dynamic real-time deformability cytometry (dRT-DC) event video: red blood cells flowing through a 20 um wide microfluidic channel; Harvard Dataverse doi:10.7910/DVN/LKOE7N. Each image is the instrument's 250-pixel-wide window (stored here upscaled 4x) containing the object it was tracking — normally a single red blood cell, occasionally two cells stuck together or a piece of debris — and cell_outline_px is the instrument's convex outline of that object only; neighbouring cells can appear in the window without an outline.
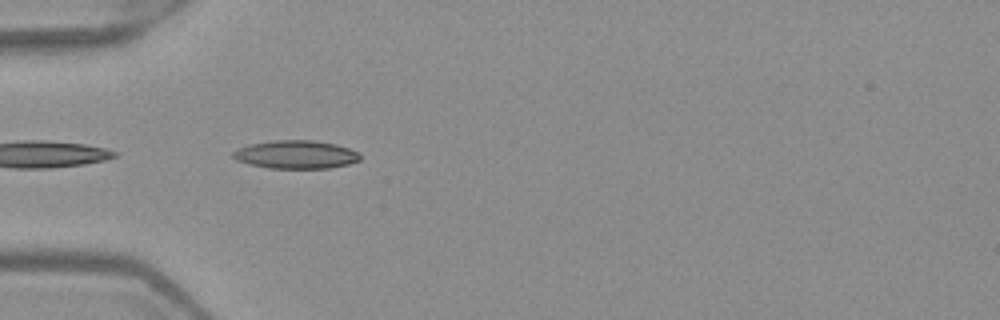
{"species": "Egyptian fruit bat (a non-hibernating species)", "species_latin": "Rousettus aegyptiacus", "temperature_condition": "warm", "stored_images_in_passage": 7, "camera_frame_rate_fps": 3000, "um_per_image_px": 0.085, "frame": {"image": 1, "passage_image": 5, "time_ms": 1.333, "image_size_px": [1000, 320], "cell_outline_px": [[360, 160], [348, 164], [328, 168], [268, 168], [248, 164], [236, 160], [232, 156], [232, 152], [240, 148], [252, 144], [272, 140], [312, 140], [336, 144], [360, 152]], "centroid_in_image_um": [25.16, 13.14], "position_along_channel_um": 59.8, "area_um2": 20.87}}
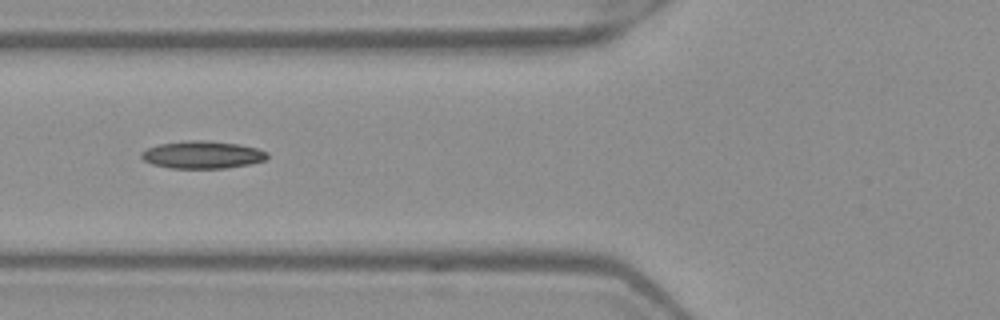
{"frame": {"image": 2, "passage_image": 6, "time_ms": 1.667, "image_size_px": [1000, 320], "cell_outline_px": [[268, 156], [264, 160], [248, 164], [224, 168], [172, 168], [152, 164], [144, 160], [140, 156], [140, 152], [148, 148], [160, 144], [184, 140], [208, 140], [240, 144], [256, 148], [268, 152]], "centroid_in_image_um": [17.19, 13.14], "position_along_channel_um": 108.6, "area_um2": 20.17}}
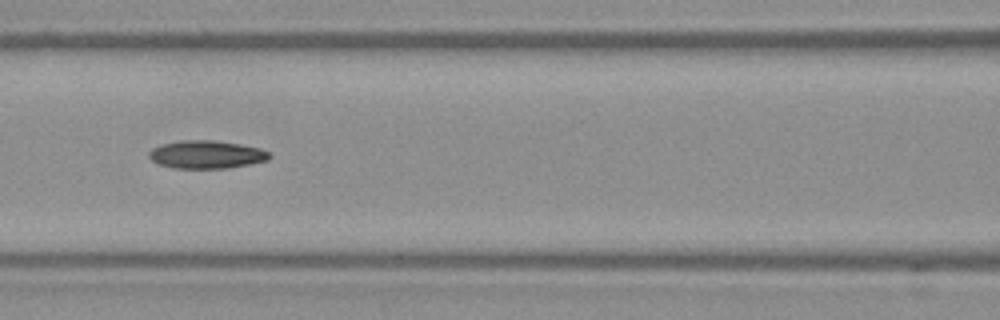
{"frame": {"image": 3, "passage_image": 7, "time_ms": 2.0, "image_size_px": [1000, 320], "cell_outline_px": [[272, 156], [268, 160], [228, 168], [172, 168], [160, 164], [152, 160], [148, 156], [148, 152], [152, 148], [160, 144], [180, 140], [216, 140], [240, 144], [260, 148], [268, 152]], "centroid_in_image_um": [17.53, 13.12], "position_along_channel_um": 149.1, "area_um2": 19.71}}